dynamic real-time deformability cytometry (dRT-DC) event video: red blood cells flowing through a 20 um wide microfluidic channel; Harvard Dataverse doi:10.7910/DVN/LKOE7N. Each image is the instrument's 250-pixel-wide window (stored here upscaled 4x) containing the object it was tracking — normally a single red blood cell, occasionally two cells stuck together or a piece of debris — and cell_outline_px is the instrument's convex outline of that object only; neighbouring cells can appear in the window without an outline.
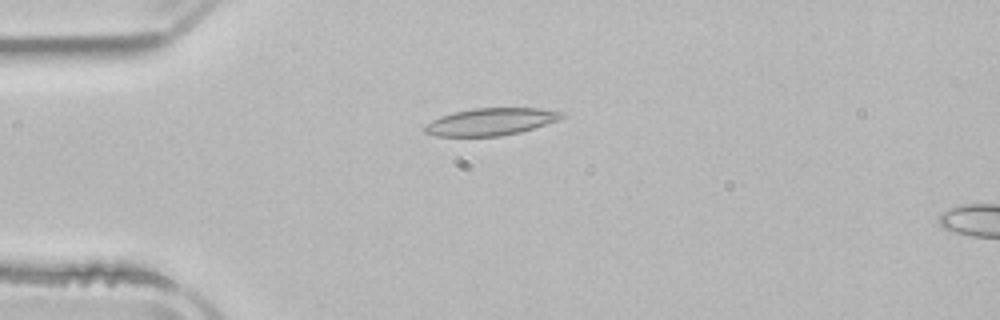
{"species": "common noctule bat (a hibernating species)", "species_latin": "Nyctalus noctula", "temperature_condition": "room temperature", "stored_images_in_passage": 3, "camera_frame_rate_fps": 3000, "um_per_image_px": 0.085, "animal": {"sex": "male", "body_mass_g": 21.5, "forearm_length_mm": 52.0}, "frame": {"image": 1, "passage_image": 2, "time_ms": 1.333, "image_size_px": [1000, 320], "cell_outline_px": [[568, 112], [564, 116], [556, 120], [520, 132], [500, 136], [436, 136], [424, 132], [424, 128], [432, 120], [440, 116], [452, 112], [472, 108], [540, 108]], "centroid_in_image_um": [41.72, 10.33], "position_along_channel_um": 43.3, "area_um2": 21.68}}